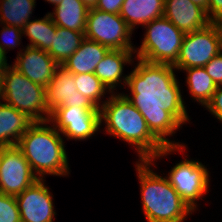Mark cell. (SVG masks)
Wrapping results in <instances>:
<instances>
[{
	"mask_svg": "<svg viewBox=\"0 0 222 222\" xmlns=\"http://www.w3.org/2000/svg\"><path fill=\"white\" fill-rule=\"evenodd\" d=\"M137 61L126 83L131 96L123 94L139 110L151 133L165 147L183 146V143L167 137L175 134L182 124L190 122L175 68L138 58Z\"/></svg>",
	"mask_w": 222,
	"mask_h": 222,
	"instance_id": "cell-1",
	"label": "cell"
},
{
	"mask_svg": "<svg viewBox=\"0 0 222 222\" xmlns=\"http://www.w3.org/2000/svg\"><path fill=\"white\" fill-rule=\"evenodd\" d=\"M100 122L105 131L117 139L135 147L139 160L156 159L183 152L185 144L178 147H165L149 130L145 118L123 93H111L100 108Z\"/></svg>",
	"mask_w": 222,
	"mask_h": 222,
	"instance_id": "cell-2",
	"label": "cell"
},
{
	"mask_svg": "<svg viewBox=\"0 0 222 222\" xmlns=\"http://www.w3.org/2000/svg\"><path fill=\"white\" fill-rule=\"evenodd\" d=\"M135 164L141 186L142 209L147 222H183L194 212L166 176H160L151 169L155 163L140 160Z\"/></svg>",
	"mask_w": 222,
	"mask_h": 222,
	"instance_id": "cell-3",
	"label": "cell"
},
{
	"mask_svg": "<svg viewBox=\"0 0 222 222\" xmlns=\"http://www.w3.org/2000/svg\"><path fill=\"white\" fill-rule=\"evenodd\" d=\"M48 124L49 121L34 122L17 143L39 179L45 175L68 176L70 170L61 133Z\"/></svg>",
	"mask_w": 222,
	"mask_h": 222,
	"instance_id": "cell-4",
	"label": "cell"
},
{
	"mask_svg": "<svg viewBox=\"0 0 222 222\" xmlns=\"http://www.w3.org/2000/svg\"><path fill=\"white\" fill-rule=\"evenodd\" d=\"M2 101L26 114L34 122L49 121L45 87L21 74L12 65L3 73Z\"/></svg>",
	"mask_w": 222,
	"mask_h": 222,
	"instance_id": "cell-5",
	"label": "cell"
},
{
	"mask_svg": "<svg viewBox=\"0 0 222 222\" xmlns=\"http://www.w3.org/2000/svg\"><path fill=\"white\" fill-rule=\"evenodd\" d=\"M140 48H134L135 58L150 63L174 65L178 59L184 33L166 17L147 23Z\"/></svg>",
	"mask_w": 222,
	"mask_h": 222,
	"instance_id": "cell-6",
	"label": "cell"
},
{
	"mask_svg": "<svg viewBox=\"0 0 222 222\" xmlns=\"http://www.w3.org/2000/svg\"><path fill=\"white\" fill-rule=\"evenodd\" d=\"M133 31L119 14L91 8L87 13L85 38L98 42L110 50H134Z\"/></svg>",
	"mask_w": 222,
	"mask_h": 222,
	"instance_id": "cell-7",
	"label": "cell"
},
{
	"mask_svg": "<svg viewBox=\"0 0 222 222\" xmlns=\"http://www.w3.org/2000/svg\"><path fill=\"white\" fill-rule=\"evenodd\" d=\"M222 51L216 26H208L184 35L175 70L182 71L191 67H204L213 57Z\"/></svg>",
	"mask_w": 222,
	"mask_h": 222,
	"instance_id": "cell-8",
	"label": "cell"
},
{
	"mask_svg": "<svg viewBox=\"0 0 222 222\" xmlns=\"http://www.w3.org/2000/svg\"><path fill=\"white\" fill-rule=\"evenodd\" d=\"M166 178L193 211L197 208V200L209 191V171L196 160L185 158L173 166Z\"/></svg>",
	"mask_w": 222,
	"mask_h": 222,
	"instance_id": "cell-9",
	"label": "cell"
},
{
	"mask_svg": "<svg viewBox=\"0 0 222 222\" xmlns=\"http://www.w3.org/2000/svg\"><path fill=\"white\" fill-rule=\"evenodd\" d=\"M58 132L73 140H87L100 129V109L59 106L49 118Z\"/></svg>",
	"mask_w": 222,
	"mask_h": 222,
	"instance_id": "cell-10",
	"label": "cell"
},
{
	"mask_svg": "<svg viewBox=\"0 0 222 222\" xmlns=\"http://www.w3.org/2000/svg\"><path fill=\"white\" fill-rule=\"evenodd\" d=\"M39 178L17 145L0 148V193L17 196Z\"/></svg>",
	"mask_w": 222,
	"mask_h": 222,
	"instance_id": "cell-11",
	"label": "cell"
},
{
	"mask_svg": "<svg viewBox=\"0 0 222 222\" xmlns=\"http://www.w3.org/2000/svg\"><path fill=\"white\" fill-rule=\"evenodd\" d=\"M45 182L44 179H39L15 196L21 222H53L55 219L53 195Z\"/></svg>",
	"mask_w": 222,
	"mask_h": 222,
	"instance_id": "cell-12",
	"label": "cell"
},
{
	"mask_svg": "<svg viewBox=\"0 0 222 222\" xmlns=\"http://www.w3.org/2000/svg\"><path fill=\"white\" fill-rule=\"evenodd\" d=\"M46 105L51 113L59 106L97 108L93 102L77 91L74 74L63 65L55 70V75L45 88Z\"/></svg>",
	"mask_w": 222,
	"mask_h": 222,
	"instance_id": "cell-13",
	"label": "cell"
},
{
	"mask_svg": "<svg viewBox=\"0 0 222 222\" xmlns=\"http://www.w3.org/2000/svg\"><path fill=\"white\" fill-rule=\"evenodd\" d=\"M17 54L12 66L32 82L46 88L54 77L59 64L47 51L31 46H26Z\"/></svg>",
	"mask_w": 222,
	"mask_h": 222,
	"instance_id": "cell-14",
	"label": "cell"
},
{
	"mask_svg": "<svg viewBox=\"0 0 222 222\" xmlns=\"http://www.w3.org/2000/svg\"><path fill=\"white\" fill-rule=\"evenodd\" d=\"M163 16L184 34L200 30L212 22L206 10L190 0H165Z\"/></svg>",
	"mask_w": 222,
	"mask_h": 222,
	"instance_id": "cell-15",
	"label": "cell"
},
{
	"mask_svg": "<svg viewBox=\"0 0 222 222\" xmlns=\"http://www.w3.org/2000/svg\"><path fill=\"white\" fill-rule=\"evenodd\" d=\"M134 53V50H109L96 66L94 74L111 93H116L114 90L118 84L120 87L126 86L128 75L122 76L123 69L127 63H134Z\"/></svg>",
	"mask_w": 222,
	"mask_h": 222,
	"instance_id": "cell-16",
	"label": "cell"
},
{
	"mask_svg": "<svg viewBox=\"0 0 222 222\" xmlns=\"http://www.w3.org/2000/svg\"><path fill=\"white\" fill-rule=\"evenodd\" d=\"M33 123L26 114L0 101V146L17 145Z\"/></svg>",
	"mask_w": 222,
	"mask_h": 222,
	"instance_id": "cell-17",
	"label": "cell"
},
{
	"mask_svg": "<svg viewBox=\"0 0 222 222\" xmlns=\"http://www.w3.org/2000/svg\"><path fill=\"white\" fill-rule=\"evenodd\" d=\"M165 0H124L119 15L133 31L164 14Z\"/></svg>",
	"mask_w": 222,
	"mask_h": 222,
	"instance_id": "cell-18",
	"label": "cell"
},
{
	"mask_svg": "<svg viewBox=\"0 0 222 222\" xmlns=\"http://www.w3.org/2000/svg\"><path fill=\"white\" fill-rule=\"evenodd\" d=\"M109 50L108 47L85 38L63 66L72 74L94 73L96 66Z\"/></svg>",
	"mask_w": 222,
	"mask_h": 222,
	"instance_id": "cell-19",
	"label": "cell"
},
{
	"mask_svg": "<svg viewBox=\"0 0 222 222\" xmlns=\"http://www.w3.org/2000/svg\"><path fill=\"white\" fill-rule=\"evenodd\" d=\"M88 10L80 0H62L48 14L56 26L85 33Z\"/></svg>",
	"mask_w": 222,
	"mask_h": 222,
	"instance_id": "cell-20",
	"label": "cell"
},
{
	"mask_svg": "<svg viewBox=\"0 0 222 222\" xmlns=\"http://www.w3.org/2000/svg\"><path fill=\"white\" fill-rule=\"evenodd\" d=\"M85 39V34L75 30L56 26V34L52 39V46L47 53L59 64L73 55Z\"/></svg>",
	"mask_w": 222,
	"mask_h": 222,
	"instance_id": "cell-21",
	"label": "cell"
},
{
	"mask_svg": "<svg viewBox=\"0 0 222 222\" xmlns=\"http://www.w3.org/2000/svg\"><path fill=\"white\" fill-rule=\"evenodd\" d=\"M183 71L187 73L186 84L191 97L205 107L215 93L217 85L204 67H191Z\"/></svg>",
	"mask_w": 222,
	"mask_h": 222,
	"instance_id": "cell-22",
	"label": "cell"
},
{
	"mask_svg": "<svg viewBox=\"0 0 222 222\" xmlns=\"http://www.w3.org/2000/svg\"><path fill=\"white\" fill-rule=\"evenodd\" d=\"M56 34V25L47 13L41 19L29 20L23 27V35L28 36L30 43L27 46L48 51L52 46L53 36Z\"/></svg>",
	"mask_w": 222,
	"mask_h": 222,
	"instance_id": "cell-23",
	"label": "cell"
},
{
	"mask_svg": "<svg viewBox=\"0 0 222 222\" xmlns=\"http://www.w3.org/2000/svg\"><path fill=\"white\" fill-rule=\"evenodd\" d=\"M36 0H0L1 24L23 29L31 19Z\"/></svg>",
	"mask_w": 222,
	"mask_h": 222,
	"instance_id": "cell-24",
	"label": "cell"
},
{
	"mask_svg": "<svg viewBox=\"0 0 222 222\" xmlns=\"http://www.w3.org/2000/svg\"><path fill=\"white\" fill-rule=\"evenodd\" d=\"M77 91L87 97L100 109L106 102L101 101L106 92L111 93L94 73L74 74Z\"/></svg>",
	"mask_w": 222,
	"mask_h": 222,
	"instance_id": "cell-25",
	"label": "cell"
},
{
	"mask_svg": "<svg viewBox=\"0 0 222 222\" xmlns=\"http://www.w3.org/2000/svg\"><path fill=\"white\" fill-rule=\"evenodd\" d=\"M0 222H21L15 196L0 193Z\"/></svg>",
	"mask_w": 222,
	"mask_h": 222,
	"instance_id": "cell-26",
	"label": "cell"
},
{
	"mask_svg": "<svg viewBox=\"0 0 222 222\" xmlns=\"http://www.w3.org/2000/svg\"><path fill=\"white\" fill-rule=\"evenodd\" d=\"M0 49L7 54V50L15 49L14 47L20 46L21 36H23V29L14 26L3 25L1 30ZM3 37V38H2Z\"/></svg>",
	"mask_w": 222,
	"mask_h": 222,
	"instance_id": "cell-27",
	"label": "cell"
},
{
	"mask_svg": "<svg viewBox=\"0 0 222 222\" xmlns=\"http://www.w3.org/2000/svg\"><path fill=\"white\" fill-rule=\"evenodd\" d=\"M204 68L217 86L222 85V51L213 57Z\"/></svg>",
	"mask_w": 222,
	"mask_h": 222,
	"instance_id": "cell-28",
	"label": "cell"
},
{
	"mask_svg": "<svg viewBox=\"0 0 222 222\" xmlns=\"http://www.w3.org/2000/svg\"><path fill=\"white\" fill-rule=\"evenodd\" d=\"M205 108L222 123V85L217 86Z\"/></svg>",
	"mask_w": 222,
	"mask_h": 222,
	"instance_id": "cell-29",
	"label": "cell"
},
{
	"mask_svg": "<svg viewBox=\"0 0 222 222\" xmlns=\"http://www.w3.org/2000/svg\"><path fill=\"white\" fill-rule=\"evenodd\" d=\"M124 0H98L95 9L112 13L119 14Z\"/></svg>",
	"mask_w": 222,
	"mask_h": 222,
	"instance_id": "cell-30",
	"label": "cell"
},
{
	"mask_svg": "<svg viewBox=\"0 0 222 222\" xmlns=\"http://www.w3.org/2000/svg\"><path fill=\"white\" fill-rule=\"evenodd\" d=\"M206 12L211 21L222 16V0H208Z\"/></svg>",
	"mask_w": 222,
	"mask_h": 222,
	"instance_id": "cell-31",
	"label": "cell"
},
{
	"mask_svg": "<svg viewBox=\"0 0 222 222\" xmlns=\"http://www.w3.org/2000/svg\"><path fill=\"white\" fill-rule=\"evenodd\" d=\"M212 22L218 30L220 41H221V48H222V16L218 17L217 19H215Z\"/></svg>",
	"mask_w": 222,
	"mask_h": 222,
	"instance_id": "cell-32",
	"label": "cell"
},
{
	"mask_svg": "<svg viewBox=\"0 0 222 222\" xmlns=\"http://www.w3.org/2000/svg\"><path fill=\"white\" fill-rule=\"evenodd\" d=\"M6 58V54L0 49V69L6 70L10 66Z\"/></svg>",
	"mask_w": 222,
	"mask_h": 222,
	"instance_id": "cell-33",
	"label": "cell"
},
{
	"mask_svg": "<svg viewBox=\"0 0 222 222\" xmlns=\"http://www.w3.org/2000/svg\"><path fill=\"white\" fill-rule=\"evenodd\" d=\"M88 9L95 8L98 0H80Z\"/></svg>",
	"mask_w": 222,
	"mask_h": 222,
	"instance_id": "cell-34",
	"label": "cell"
},
{
	"mask_svg": "<svg viewBox=\"0 0 222 222\" xmlns=\"http://www.w3.org/2000/svg\"><path fill=\"white\" fill-rule=\"evenodd\" d=\"M192 3L197 4L198 6L203 7L205 10L208 7V0H190Z\"/></svg>",
	"mask_w": 222,
	"mask_h": 222,
	"instance_id": "cell-35",
	"label": "cell"
},
{
	"mask_svg": "<svg viewBox=\"0 0 222 222\" xmlns=\"http://www.w3.org/2000/svg\"><path fill=\"white\" fill-rule=\"evenodd\" d=\"M3 73H4V70L0 69V100H1V97H2Z\"/></svg>",
	"mask_w": 222,
	"mask_h": 222,
	"instance_id": "cell-36",
	"label": "cell"
},
{
	"mask_svg": "<svg viewBox=\"0 0 222 222\" xmlns=\"http://www.w3.org/2000/svg\"><path fill=\"white\" fill-rule=\"evenodd\" d=\"M45 1H47V2H49V3H52V5L56 6V5H58L62 0H45Z\"/></svg>",
	"mask_w": 222,
	"mask_h": 222,
	"instance_id": "cell-37",
	"label": "cell"
}]
</instances>
